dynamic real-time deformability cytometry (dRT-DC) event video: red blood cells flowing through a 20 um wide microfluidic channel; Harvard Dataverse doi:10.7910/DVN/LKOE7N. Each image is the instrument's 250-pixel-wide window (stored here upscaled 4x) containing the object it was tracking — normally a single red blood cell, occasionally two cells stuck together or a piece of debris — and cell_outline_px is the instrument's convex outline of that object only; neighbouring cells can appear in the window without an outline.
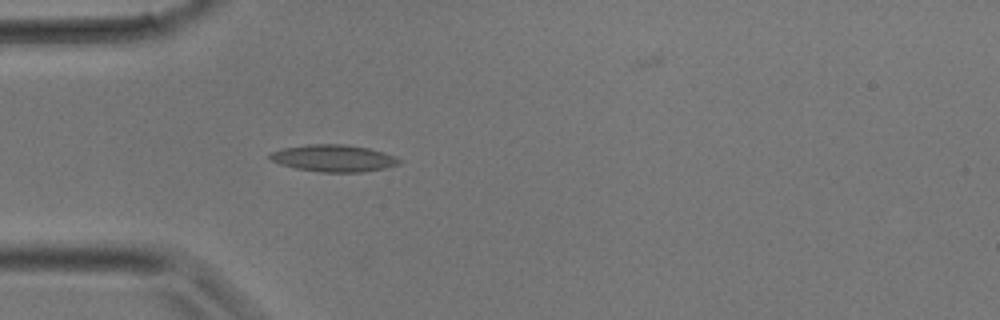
{"species": "common noctule bat (a hibernating species)", "species_latin": "Nyctalus noctula", "temperature_condition": "room temperature", "stored_images_in_passage": 3, "camera_frame_rate_fps": 3000, "um_per_image_px": 0.085, "animal": {"sex": "male", "body_mass_g": 17.9}, "frame": {"image": 1, "passage_image": 3, "time_ms": 0.667, "image_size_px": [1000, 320], "cell_outline_px": [[404, 160], [400, 164], [388, 168], [364, 172], [320, 172], [296, 168], [280, 164], [272, 160], [268, 156], [272, 152], [284, 148], [308, 144], [348, 144], [368, 148], [384, 152], [396, 156]], "centroid_in_image_um": [28.44, 13.45], "position_along_channel_um": 56.6, "area_um2": 20.52}}